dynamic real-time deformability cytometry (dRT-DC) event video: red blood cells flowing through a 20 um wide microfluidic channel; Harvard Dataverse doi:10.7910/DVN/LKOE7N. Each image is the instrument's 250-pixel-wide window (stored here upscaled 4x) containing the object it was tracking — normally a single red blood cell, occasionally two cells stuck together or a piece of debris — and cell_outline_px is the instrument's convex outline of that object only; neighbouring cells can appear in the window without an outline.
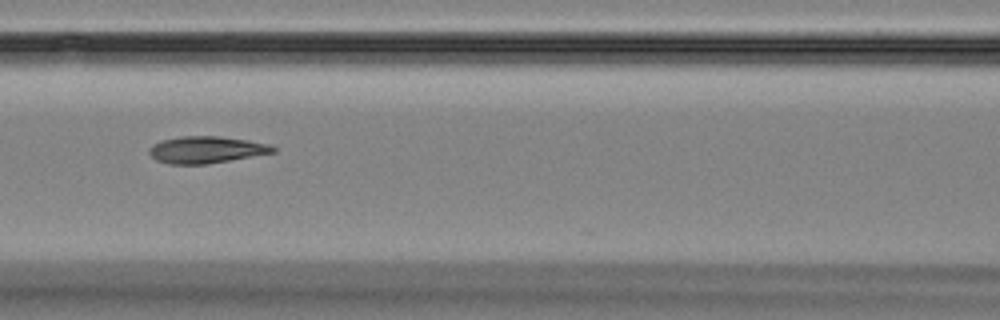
{"species": "Egyptian fruit bat (a non-hibernating species)", "species_latin": "Rousettus aegyptiacus", "temperature_condition": "room temperature", "stored_images_in_passage": 8, "camera_frame_rate_fps": 3000, "um_per_image_px": 0.085, "animal": {"sex": "female"}, "frame": {"image": 1, "passage_image": 7, "time_ms": 6.667, "image_size_px": [1000, 320], "cell_outline_px": [[276, 152], [208, 164], [168, 164], [156, 160], [148, 152], [148, 148], [152, 144], [160, 140], [180, 136], [220, 136], [248, 140], [268, 144], [276, 148]], "centroid_in_image_um": [17.5, 12.72], "position_along_channel_um": 149.1, "area_um2": 19.54}}
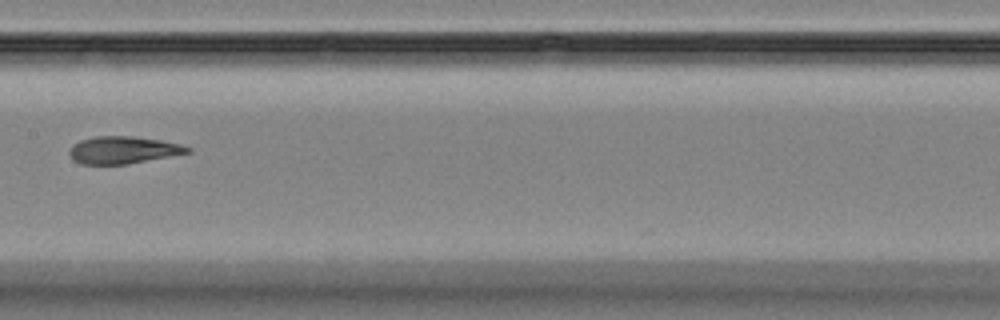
{"frame": {"image": 2, "passage_image": 8, "time_ms": 8.0, "image_size_px": [1000, 320], "cell_outline_px": [[192, 152], [128, 164], [80, 164], [72, 160], [68, 152], [80, 140], [96, 136], [132, 136], [160, 140], [180, 144], [192, 148]], "centroid_in_image_um": [10.48, 12.75], "position_along_channel_um": 196.9, "area_um2": 18.73}}